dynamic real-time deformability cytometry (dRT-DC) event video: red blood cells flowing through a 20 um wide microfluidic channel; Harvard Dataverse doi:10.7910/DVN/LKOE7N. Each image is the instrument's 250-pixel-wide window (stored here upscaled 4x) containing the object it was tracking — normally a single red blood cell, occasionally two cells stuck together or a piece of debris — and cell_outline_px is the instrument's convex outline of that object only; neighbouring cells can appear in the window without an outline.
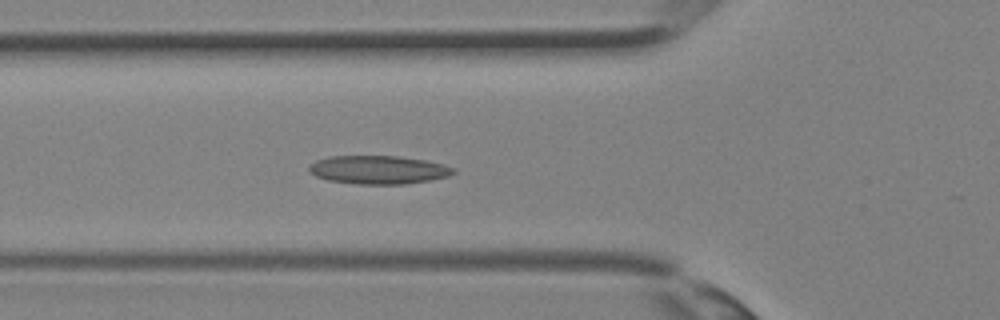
{"species": "Egyptian fruit bat (a non-hibernating species)", "species_latin": "Rousettus aegyptiacus", "temperature_condition": "room temperature", "stored_images_in_passage": 31, "camera_frame_rate_fps": 3000, "um_per_image_px": 0.085, "animal": {"sex": "female"}, "frame": {"image": 1, "passage_image": 13, "time_ms": 4.0, "image_size_px": [1000, 320], "cell_outline_px": [[456, 172], [448, 176], [428, 180], [404, 184], [360, 184], [328, 180], [316, 176], [308, 172], [308, 168], [316, 160], [328, 156], [400, 156], [428, 160], [444, 164], [456, 168]], "centroid_in_image_um": [32.19, 14.42], "position_along_channel_um": 93.6, "area_um2": 23.99}}
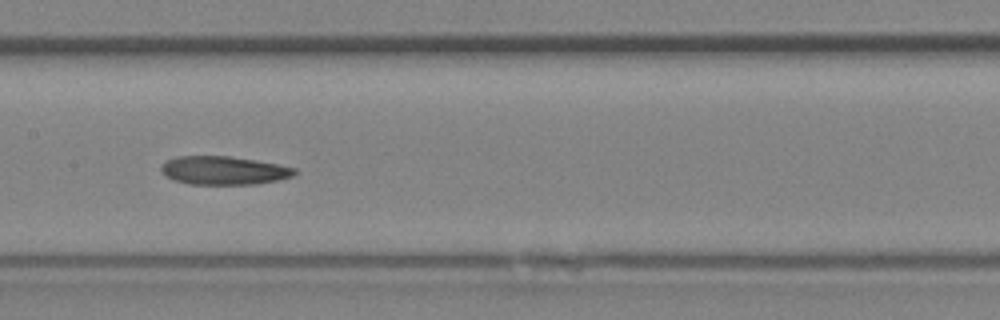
{"frame": {"image": 2, "passage_image": 18, "time_ms": 5.667, "image_size_px": [1000, 320], "cell_outline_px": [[296, 172], [292, 176], [276, 180], [256, 184], [188, 184], [172, 180], [160, 168], [168, 160], [176, 156], [228, 156], [256, 160], [296, 168]], "centroid_in_image_um": [19.02, 14.49], "position_along_channel_um": 188.4, "area_um2": 21.85}}
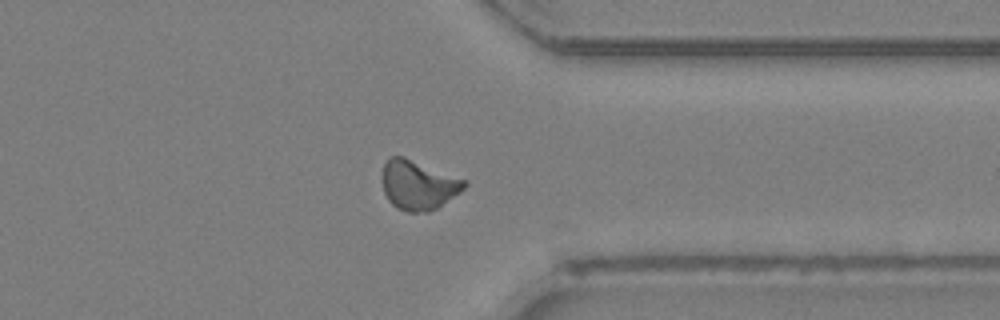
{"frame": {"image": 3, "passage_image": 28, "time_ms": 9.0, "image_size_px": [1000, 320], "cell_outline_px": [[468, 184], [460, 192], [436, 208], [428, 212], [408, 212], [396, 208], [388, 200], [384, 192], [384, 164], [388, 156], [404, 156], [468, 180]], "centroid_in_image_um": [35.58, 15.71], "position_along_channel_um": 375.8, "area_um2": 23.64}}